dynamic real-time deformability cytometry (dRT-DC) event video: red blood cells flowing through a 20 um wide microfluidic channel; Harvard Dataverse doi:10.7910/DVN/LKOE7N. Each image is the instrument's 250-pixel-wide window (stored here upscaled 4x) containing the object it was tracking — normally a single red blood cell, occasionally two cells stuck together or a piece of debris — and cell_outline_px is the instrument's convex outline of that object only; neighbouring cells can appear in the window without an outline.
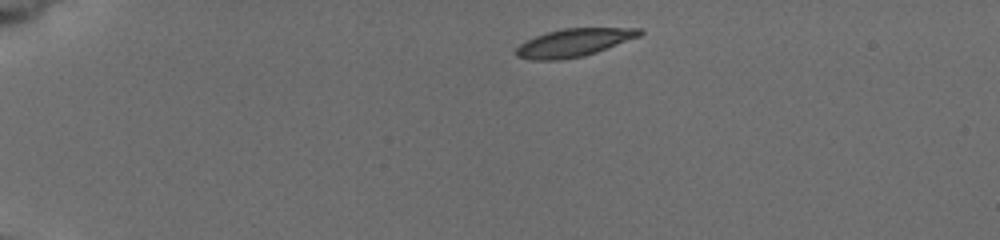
{"species": "common noctule bat (a hibernating species)", "species_latin": "Nyctalus noctula", "temperature_condition": "cold", "stored_images_in_passage": 4, "camera_frame_rate_fps": 3000, "um_per_image_px": 0.085, "animal": {"sex": "female", "body_mass_g": 19.5, "forearm_length_mm": 54.1}, "frame": {"image": 1, "passage_image": 1, "time_ms": 0.0, "image_size_px": [1000, 240], "cell_outline_px": [[644, 32], [640, 36], [596, 52], [584, 56], [560, 60], [532, 60], [516, 56], [516, 48], [520, 44], [536, 36], [548, 32], [564, 28], [640, 28]], "centroid_in_image_um": [48.78, 3.63], "position_along_channel_um": 36.2, "area_um2": 19.94}}
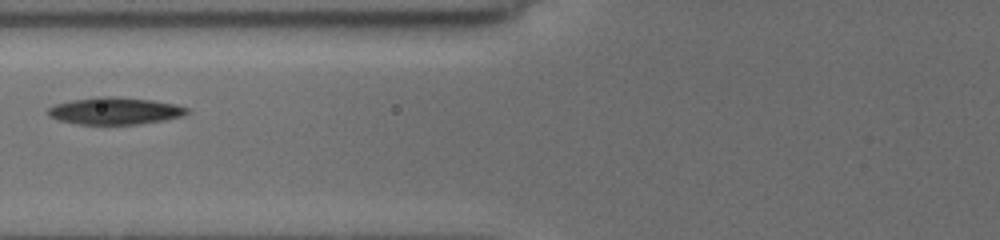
{"frame": {"image": 2, "passage_image": 4, "time_ms": 4.0, "image_size_px": [1000, 240], "cell_outline_px": [[188, 112], [184, 116], [164, 120], [136, 124], [76, 124], [60, 120], [48, 116], [48, 108], [56, 104], [72, 100], [96, 96], [116, 96], [152, 100], [176, 104], [188, 108]], "centroid_in_image_um": [9.78, 9.42], "position_along_channel_um": 116.0, "area_um2": 21.96}}